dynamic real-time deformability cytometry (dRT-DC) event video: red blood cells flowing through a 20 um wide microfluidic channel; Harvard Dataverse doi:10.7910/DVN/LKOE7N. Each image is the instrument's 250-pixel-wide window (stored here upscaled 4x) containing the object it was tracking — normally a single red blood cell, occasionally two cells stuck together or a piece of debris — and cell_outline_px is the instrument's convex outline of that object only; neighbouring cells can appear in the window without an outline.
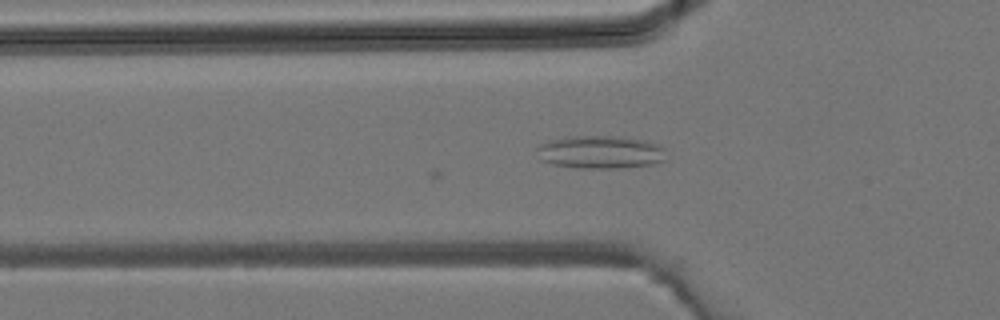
{"species": "common noctule bat (a hibernating species)", "species_latin": "Nyctalus noctula", "temperature_condition": "room temperature", "stored_images_in_passage": 24, "camera_frame_rate_fps": 3000, "um_per_image_px": 0.085, "animal": {"sex": "male", "body_mass_g": 19.2, "forearm_length_mm": 51.8}, "frame": {"image": 1, "passage_image": 3, "time_ms": 0.667, "image_size_px": [1000, 320], "cell_outline_px": [[664, 160], [652, 164], [620, 168], [580, 168], [552, 164], [540, 160], [536, 148], [540, 144], [548, 140], [564, 136], [612, 136], [644, 140], [656, 144], [664, 148]], "centroid_in_image_um": [50.97, 12.92], "position_along_channel_um": 74.8, "area_um2": 24.85}}
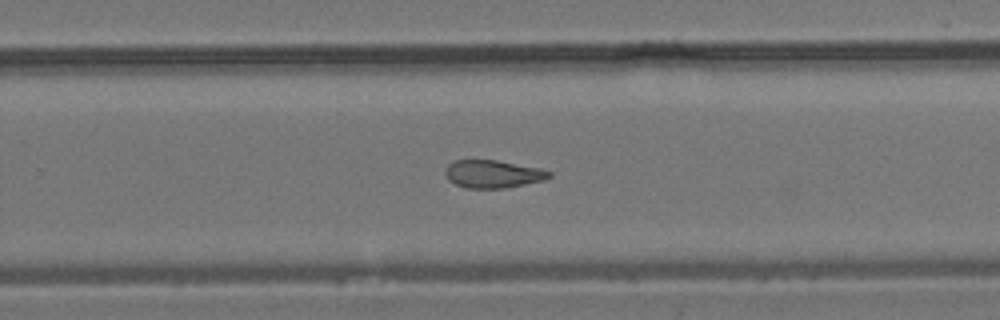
{"frame": {"image": 2, "passage_image": 15, "time_ms": 4.667, "image_size_px": [1000, 320], "cell_outline_px": [[552, 176], [544, 180], [504, 188], [468, 188], [456, 184], [448, 180], [444, 172], [448, 164], [456, 160], [496, 160], [540, 168], [552, 172]], "centroid_in_image_um": [41.9, 14.78], "position_along_channel_um": 287.9, "area_um2": 16.76}}
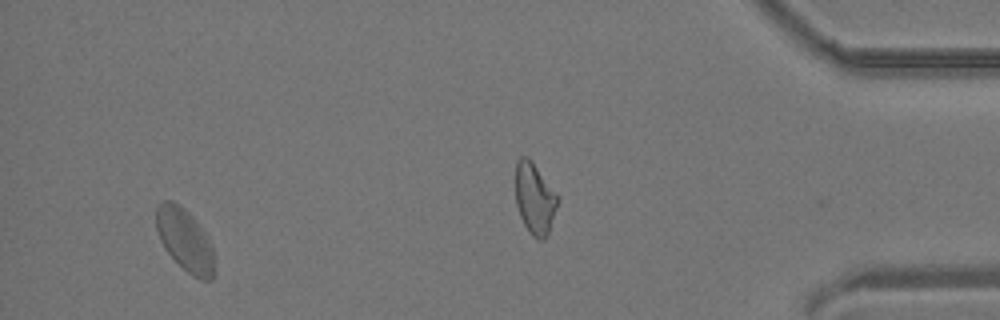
{"frame": {"image": 3, "passage_image": 22, "time_ms": 7.0, "image_size_px": [1000, 320], "cell_outline_px": [[216, 272], [212, 280], [200, 280], [192, 276], [164, 248], [160, 240], [156, 228], [156, 204], [164, 200], [172, 200], [184, 208], [192, 216], [204, 232], [212, 244]], "centroid_in_image_um": [15.74, 20.4], "position_along_channel_um": 419.5, "area_um2": 21.33}}